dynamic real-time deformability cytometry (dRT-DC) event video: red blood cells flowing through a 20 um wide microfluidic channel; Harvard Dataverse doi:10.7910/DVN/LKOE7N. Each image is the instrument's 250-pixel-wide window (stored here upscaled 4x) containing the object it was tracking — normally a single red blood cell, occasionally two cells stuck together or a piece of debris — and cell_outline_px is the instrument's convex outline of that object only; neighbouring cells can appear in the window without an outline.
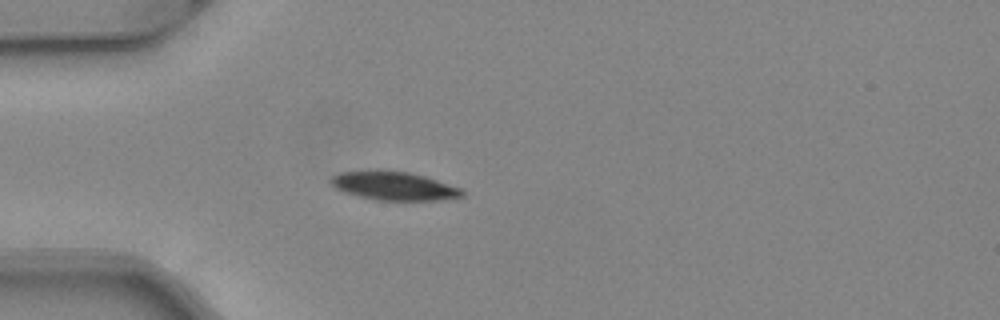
{"species": "common noctule bat (a hibernating species)", "species_latin": "Nyctalus noctula", "temperature_condition": "warm", "stored_images_in_passage": 37, "camera_frame_rate_fps": 3000, "um_per_image_px": 0.085, "animal": {"sex": "female", "body_mass_g": 24.6, "forearm_length_mm": 56.2}, "frame": {"image": 1, "passage_image": 1, "time_ms": 0.0, "image_size_px": [1000, 320], "cell_outline_px": [[464, 196], [440, 200], [376, 200], [344, 192], [336, 188], [328, 180], [332, 176], [340, 172], [376, 168], [384, 168], [408, 172], [424, 176], [460, 188], [464, 192]], "centroid_in_image_um": [33.42, 15.77], "position_along_channel_um": 51.6, "area_um2": 22.2}}
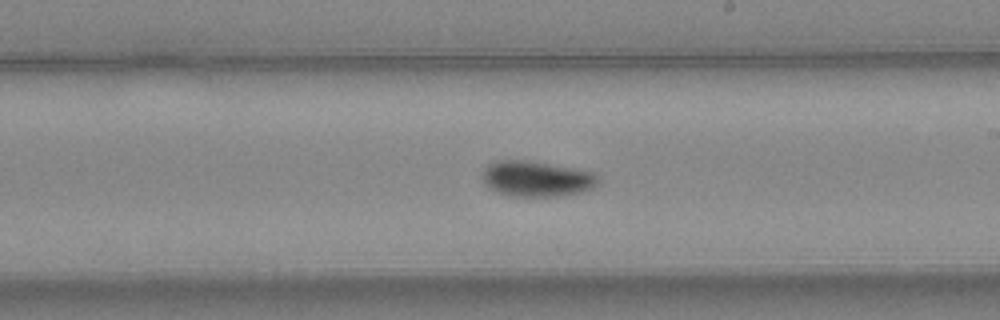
{"frame": {"image": 2, "passage_image": 16, "time_ms": 5.0, "image_size_px": [1000, 320], "cell_outline_px": [[600, 180], [592, 188], [580, 192], [560, 196], [508, 196], [488, 188], [484, 184], [480, 176], [480, 172], [488, 164], [496, 160], [524, 160], [548, 164], [592, 172], [600, 176]], "centroid_in_image_um": [45.53, 15.2], "position_along_channel_um": 243.5, "area_um2": 24.1}}
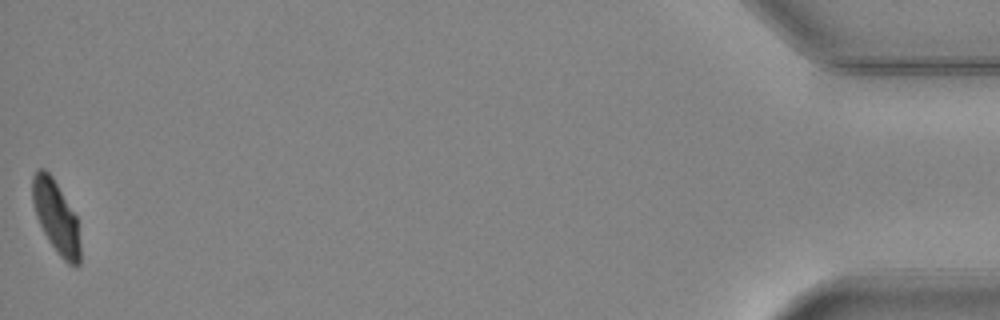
{"frame": {"image": 3, "passage_image": 37, "time_ms": 12.0, "image_size_px": [1000, 320], "cell_outline_px": [[80, 264], [76, 268], [68, 264], [60, 256], [48, 240], [36, 216], [32, 200], [32, 176], [36, 168], [44, 168], [52, 176], [76, 216], [80, 244]], "centroid_in_image_um": [4.76, 18.44], "position_along_channel_um": 430.4, "area_um2": 20.11}, "authors_computed_cell_mechanics": {"area_um2": 22.7732, "velocity_mm_per_s": 4.0793, "shape_relaxation_time_tau1_ms": 3.1421, "shape_relaxation_time_tau2_ms": 2.9348, "deformation_change_tau1": 0.137, "deformation_change_tau2": 0.0427}}